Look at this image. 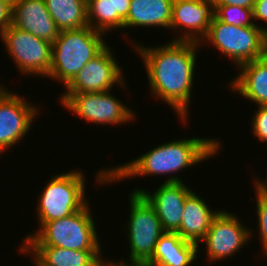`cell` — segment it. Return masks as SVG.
I'll return each instance as SVG.
<instances>
[{
	"instance_id": "obj_1",
	"label": "cell",
	"mask_w": 267,
	"mask_h": 266,
	"mask_svg": "<svg viewBox=\"0 0 267 266\" xmlns=\"http://www.w3.org/2000/svg\"><path fill=\"white\" fill-rule=\"evenodd\" d=\"M133 46L144 63L152 97L163 100L180 117L181 122H187L197 49L201 44L171 40L166 45L155 47L136 43Z\"/></svg>"
},
{
	"instance_id": "obj_2",
	"label": "cell",
	"mask_w": 267,
	"mask_h": 266,
	"mask_svg": "<svg viewBox=\"0 0 267 266\" xmlns=\"http://www.w3.org/2000/svg\"><path fill=\"white\" fill-rule=\"evenodd\" d=\"M214 139L192 137L180 140L179 138V140L163 143L129 163L110 169L103 168L96 175L95 180L97 184L106 185L107 183L108 185L110 182L115 183L130 177L170 174L171 177H168L165 183L183 182L174 174L218 154L221 142Z\"/></svg>"
},
{
	"instance_id": "obj_3",
	"label": "cell",
	"mask_w": 267,
	"mask_h": 266,
	"mask_svg": "<svg viewBox=\"0 0 267 266\" xmlns=\"http://www.w3.org/2000/svg\"><path fill=\"white\" fill-rule=\"evenodd\" d=\"M104 37L103 33L90 26L60 31L52 43L51 66L47 78L56 79L66 87L107 46Z\"/></svg>"
},
{
	"instance_id": "obj_4",
	"label": "cell",
	"mask_w": 267,
	"mask_h": 266,
	"mask_svg": "<svg viewBox=\"0 0 267 266\" xmlns=\"http://www.w3.org/2000/svg\"><path fill=\"white\" fill-rule=\"evenodd\" d=\"M20 246H55L70 250H102L89 204L67 217L44 223Z\"/></svg>"
},
{
	"instance_id": "obj_5",
	"label": "cell",
	"mask_w": 267,
	"mask_h": 266,
	"mask_svg": "<svg viewBox=\"0 0 267 266\" xmlns=\"http://www.w3.org/2000/svg\"><path fill=\"white\" fill-rule=\"evenodd\" d=\"M262 25L234 26L216 19L209 25L207 35L202 39L213 44L218 51L230 58L237 67L267 54V33ZM236 63V64H235Z\"/></svg>"
},
{
	"instance_id": "obj_6",
	"label": "cell",
	"mask_w": 267,
	"mask_h": 266,
	"mask_svg": "<svg viewBox=\"0 0 267 266\" xmlns=\"http://www.w3.org/2000/svg\"><path fill=\"white\" fill-rule=\"evenodd\" d=\"M85 175L78 168L56 174L38 197L39 228L46 222L67 217L88 205ZM86 198V199H85Z\"/></svg>"
},
{
	"instance_id": "obj_7",
	"label": "cell",
	"mask_w": 267,
	"mask_h": 266,
	"mask_svg": "<svg viewBox=\"0 0 267 266\" xmlns=\"http://www.w3.org/2000/svg\"><path fill=\"white\" fill-rule=\"evenodd\" d=\"M129 202V222H126L129 260L149 261L157 241L165 232L155 209L141 193L131 192Z\"/></svg>"
},
{
	"instance_id": "obj_8",
	"label": "cell",
	"mask_w": 267,
	"mask_h": 266,
	"mask_svg": "<svg viewBox=\"0 0 267 266\" xmlns=\"http://www.w3.org/2000/svg\"><path fill=\"white\" fill-rule=\"evenodd\" d=\"M110 92L63 93L60 105L88 123L113 126L134 120L135 112Z\"/></svg>"
},
{
	"instance_id": "obj_9",
	"label": "cell",
	"mask_w": 267,
	"mask_h": 266,
	"mask_svg": "<svg viewBox=\"0 0 267 266\" xmlns=\"http://www.w3.org/2000/svg\"><path fill=\"white\" fill-rule=\"evenodd\" d=\"M16 67L25 76L48 77L52 43L10 24L0 36Z\"/></svg>"
},
{
	"instance_id": "obj_10",
	"label": "cell",
	"mask_w": 267,
	"mask_h": 266,
	"mask_svg": "<svg viewBox=\"0 0 267 266\" xmlns=\"http://www.w3.org/2000/svg\"><path fill=\"white\" fill-rule=\"evenodd\" d=\"M112 48L106 46L91 59L66 86L64 93H86L111 91L118 84L125 87L123 70L118 65ZM115 84V85H114Z\"/></svg>"
},
{
	"instance_id": "obj_11",
	"label": "cell",
	"mask_w": 267,
	"mask_h": 266,
	"mask_svg": "<svg viewBox=\"0 0 267 266\" xmlns=\"http://www.w3.org/2000/svg\"><path fill=\"white\" fill-rule=\"evenodd\" d=\"M240 221L235 213L233 215L226 210H221L213 219L203 242H200L205 243L208 261L217 262L231 258V255L243 249L249 242L252 230L243 226Z\"/></svg>"
},
{
	"instance_id": "obj_12",
	"label": "cell",
	"mask_w": 267,
	"mask_h": 266,
	"mask_svg": "<svg viewBox=\"0 0 267 266\" xmlns=\"http://www.w3.org/2000/svg\"><path fill=\"white\" fill-rule=\"evenodd\" d=\"M40 109L8 89L0 96V154L20 143Z\"/></svg>"
},
{
	"instance_id": "obj_13",
	"label": "cell",
	"mask_w": 267,
	"mask_h": 266,
	"mask_svg": "<svg viewBox=\"0 0 267 266\" xmlns=\"http://www.w3.org/2000/svg\"><path fill=\"white\" fill-rule=\"evenodd\" d=\"M214 0H173L170 29L182 33L174 41H193L202 44L214 19ZM184 30V31H183Z\"/></svg>"
},
{
	"instance_id": "obj_14",
	"label": "cell",
	"mask_w": 267,
	"mask_h": 266,
	"mask_svg": "<svg viewBox=\"0 0 267 266\" xmlns=\"http://www.w3.org/2000/svg\"><path fill=\"white\" fill-rule=\"evenodd\" d=\"M192 191L183 181L163 182L151 193L140 188L134 189L132 193H141L153 206L164 232L176 233L180 228L186 197Z\"/></svg>"
},
{
	"instance_id": "obj_15",
	"label": "cell",
	"mask_w": 267,
	"mask_h": 266,
	"mask_svg": "<svg viewBox=\"0 0 267 266\" xmlns=\"http://www.w3.org/2000/svg\"><path fill=\"white\" fill-rule=\"evenodd\" d=\"M11 24L51 43L60 32L44 0H15L12 3Z\"/></svg>"
},
{
	"instance_id": "obj_16",
	"label": "cell",
	"mask_w": 267,
	"mask_h": 266,
	"mask_svg": "<svg viewBox=\"0 0 267 266\" xmlns=\"http://www.w3.org/2000/svg\"><path fill=\"white\" fill-rule=\"evenodd\" d=\"M30 254L35 266H104L101 250H70L55 246H21Z\"/></svg>"
},
{
	"instance_id": "obj_17",
	"label": "cell",
	"mask_w": 267,
	"mask_h": 266,
	"mask_svg": "<svg viewBox=\"0 0 267 266\" xmlns=\"http://www.w3.org/2000/svg\"><path fill=\"white\" fill-rule=\"evenodd\" d=\"M200 195L192 191L185 200L180 228L176 232L182 239L199 246L219 210H212Z\"/></svg>"
},
{
	"instance_id": "obj_18",
	"label": "cell",
	"mask_w": 267,
	"mask_h": 266,
	"mask_svg": "<svg viewBox=\"0 0 267 266\" xmlns=\"http://www.w3.org/2000/svg\"><path fill=\"white\" fill-rule=\"evenodd\" d=\"M239 74L229 88L257 106L267 105V54L238 67Z\"/></svg>"
},
{
	"instance_id": "obj_19",
	"label": "cell",
	"mask_w": 267,
	"mask_h": 266,
	"mask_svg": "<svg viewBox=\"0 0 267 266\" xmlns=\"http://www.w3.org/2000/svg\"><path fill=\"white\" fill-rule=\"evenodd\" d=\"M198 248L178 233L165 232L157 241L149 261L155 266H189L198 258Z\"/></svg>"
},
{
	"instance_id": "obj_20",
	"label": "cell",
	"mask_w": 267,
	"mask_h": 266,
	"mask_svg": "<svg viewBox=\"0 0 267 266\" xmlns=\"http://www.w3.org/2000/svg\"><path fill=\"white\" fill-rule=\"evenodd\" d=\"M173 0H131L125 28H169L172 20Z\"/></svg>"
},
{
	"instance_id": "obj_21",
	"label": "cell",
	"mask_w": 267,
	"mask_h": 266,
	"mask_svg": "<svg viewBox=\"0 0 267 266\" xmlns=\"http://www.w3.org/2000/svg\"><path fill=\"white\" fill-rule=\"evenodd\" d=\"M57 28L80 29L88 26L86 0H44Z\"/></svg>"
},
{
	"instance_id": "obj_22",
	"label": "cell",
	"mask_w": 267,
	"mask_h": 266,
	"mask_svg": "<svg viewBox=\"0 0 267 266\" xmlns=\"http://www.w3.org/2000/svg\"><path fill=\"white\" fill-rule=\"evenodd\" d=\"M88 26L103 34L112 32L111 0H86Z\"/></svg>"
},
{
	"instance_id": "obj_23",
	"label": "cell",
	"mask_w": 267,
	"mask_h": 266,
	"mask_svg": "<svg viewBox=\"0 0 267 266\" xmlns=\"http://www.w3.org/2000/svg\"><path fill=\"white\" fill-rule=\"evenodd\" d=\"M214 17L234 26H253V9L238 6H215Z\"/></svg>"
},
{
	"instance_id": "obj_24",
	"label": "cell",
	"mask_w": 267,
	"mask_h": 266,
	"mask_svg": "<svg viewBox=\"0 0 267 266\" xmlns=\"http://www.w3.org/2000/svg\"><path fill=\"white\" fill-rule=\"evenodd\" d=\"M255 185V198H256V207L257 211V224L259 231V238L261 243L262 253L267 256V191H265L256 181Z\"/></svg>"
},
{
	"instance_id": "obj_25",
	"label": "cell",
	"mask_w": 267,
	"mask_h": 266,
	"mask_svg": "<svg viewBox=\"0 0 267 266\" xmlns=\"http://www.w3.org/2000/svg\"><path fill=\"white\" fill-rule=\"evenodd\" d=\"M254 116L251 118L252 134L259 141L267 143V105L257 106Z\"/></svg>"
},
{
	"instance_id": "obj_26",
	"label": "cell",
	"mask_w": 267,
	"mask_h": 266,
	"mask_svg": "<svg viewBox=\"0 0 267 266\" xmlns=\"http://www.w3.org/2000/svg\"><path fill=\"white\" fill-rule=\"evenodd\" d=\"M131 0H111L112 5V31L124 29V21L130 8Z\"/></svg>"
},
{
	"instance_id": "obj_27",
	"label": "cell",
	"mask_w": 267,
	"mask_h": 266,
	"mask_svg": "<svg viewBox=\"0 0 267 266\" xmlns=\"http://www.w3.org/2000/svg\"><path fill=\"white\" fill-rule=\"evenodd\" d=\"M12 4L7 0H0V36L11 24Z\"/></svg>"
},
{
	"instance_id": "obj_28",
	"label": "cell",
	"mask_w": 267,
	"mask_h": 266,
	"mask_svg": "<svg viewBox=\"0 0 267 266\" xmlns=\"http://www.w3.org/2000/svg\"><path fill=\"white\" fill-rule=\"evenodd\" d=\"M253 18L254 22L261 20L267 24V0H256L253 7ZM263 30L267 33V25L263 27Z\"/></svg>"
},
{
	"instance_id": "obj_29",
	"label": "cell",
	"mask_w": 267,
	"mask_h": 266,
	"mask_svg": "<svg viewBox=\"0 0 267 266\" xmlns=\"http://www.w3.org/2000/svg\"><path fill=\"white\" fill-rule=\"evenodd\" d=\"M256 0H214L215 6H238L253 9Z\"/></svg>"
},
{
	"instance_id": "obj_30",
	"label": "cell",
	"mask_w": 267,
	"mask_h": 266,
	"mask_svg": "<svg viewBox=\"0 0 267 266\" xmlns=\"http://www.w3.org/2000/svg\"><path fill=\"white\" fill-rule=\"evenodd\" d=\"M107 261V263H106ZM104 262V266H155L150 261H140V260H129L130 263L126 262L127 260L119 261V263H116L115 261L112 263L108 261V259Z\"/></svg>"
},
{
	"instance_id": "obj_31",
	"label": "cell",
	"mask_w": 267,
	"mask_h": 266,
	"mask_svg": "<svg viewBox=\"0 0 267 266\" xmlns=\"http://www.w3.org/2000/svg\"><path fill=\"white\" fill-rule=\"evenodd\" d=\"M254 181H256L265 191H267V178L264 181L261 178L259 179V177H258L257 179H254Z\"/></svg>"
},
{
	"instance_id": "obj_32",
	"label": "cell",
	"mask_w": 267,
	"mask_h": 266,
	"mask_svg": "<svg viewBox=\"0 0 267 266\" xmlns=\"http://www.w3.org/2000/svg\"><path fill=\"white\" fill-rule=\"evenodd\" d=\"M7 90L6 87L0 86V96Z\"/></svg>"
},
{
	"instance_id": "obj_33",
	"label": "cell",
	"mask_w": 267,
	"mask_h": 266,
	"mask_svg": "<svg viewBox=\"0 0 267 266\" xmlns=\"http://www.w3.org/2000/svg\"><path fill=\"white\" fill-rule=\"evenodd\" d=\"M7 1H9L11 4L15 2V0H7Z\"/></svg>"
}]
</instances>
